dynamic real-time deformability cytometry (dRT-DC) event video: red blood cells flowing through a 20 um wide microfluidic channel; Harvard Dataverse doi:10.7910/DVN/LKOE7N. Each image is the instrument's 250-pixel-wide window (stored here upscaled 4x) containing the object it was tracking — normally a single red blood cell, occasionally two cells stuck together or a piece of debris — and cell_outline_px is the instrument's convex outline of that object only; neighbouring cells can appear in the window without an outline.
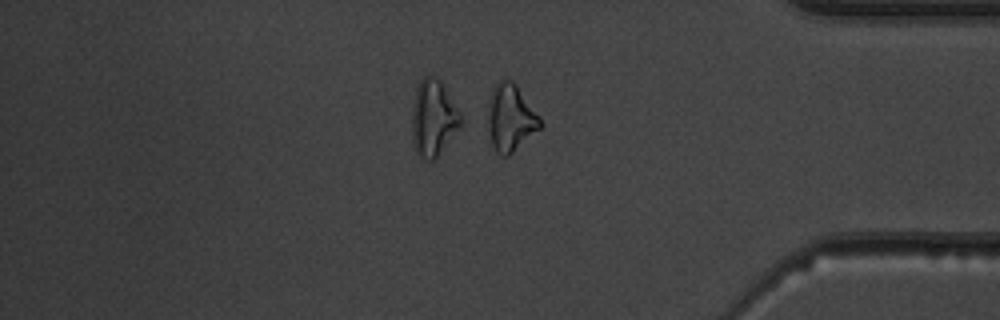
{"species": "common noctule bat (a hibernating species)", "species_latin": "Nyctalus noctula", "temperature_condition": "warm", "stored_images_in_passage": 50, "camera_frame_rate_fps": 3000, "um_per_image_px": 0.085, "animal": {"sex": "male", "body_mass_g": 19.5, "forearm_length_mm": 54.6}, "frame": {"image": 1, "passage_image": 43, "time_ms": 14.0, "image_size_px": [1000, 320], "cell_outline_px": [[544, 124], [540, 128], [508, 156], [504, 156], [496, 152], [492, 144], [488, 132], [488, 116], [492, 88], [500, 80], [512, 80], [516, 84], [540, 116]], "centroid_in_image_um": [43.41, 10.02], "position_along_channel_um": 391.8, "area_um2": 20.23}}